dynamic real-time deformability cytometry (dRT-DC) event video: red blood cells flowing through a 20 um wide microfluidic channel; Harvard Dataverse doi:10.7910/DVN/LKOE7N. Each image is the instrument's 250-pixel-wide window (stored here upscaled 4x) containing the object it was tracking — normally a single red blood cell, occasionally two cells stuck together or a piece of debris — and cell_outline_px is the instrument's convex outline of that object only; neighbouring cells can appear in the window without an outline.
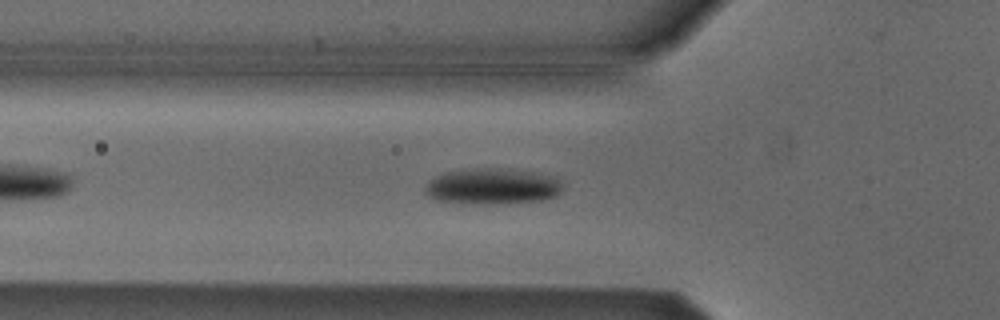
{"species": "Egyptian fruit bat (a non-hibernating species)", "species_latin": "Rousettus aegyptiacus", "temperature_condition": "cold", "stored_images_in_passage": 43, "camera_frame_rate_fps": 3000, "um_per_image_px": 0.085, "animal": {"sex": "male"}, "frame": {"image": 1, "passage_image": 8, "time_ms": 2.333, "image_size_px": [1000, 320], "cell_outline_px": [[564, 188], [556, 196], [544, 200], [500, 204], [484, 204], [436, 200], [428, 196], [424, 192], [424, 188], [436, 176], [444, 172], [484, 168], [492, 168], [532, 172], [548, 176], [560, 180]], "centroid_in_image_um": [41.87, 15.86], "position_along_channel_um": 83.9, "area_um2": 28.5}}
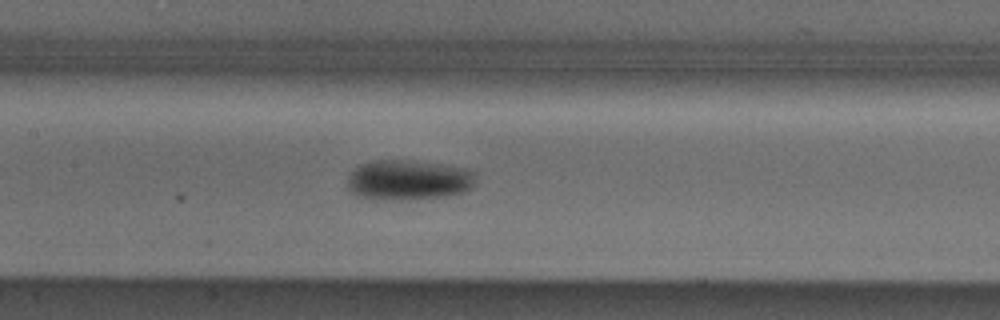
{"frame": {"image": 2, "passage_image": 15, "time_ms": 4.667, "image_size_px": [1000, 320], "cell_outline_px": [[472, 188], [464, 192], [444, 196], [400, 200], [380, 200], [356, 196], [348, 188], [348, 176], [360, 164], [372, 160], [408, 160], [440, 164], [464, 168], [472, 172]], "centroid_in_image_um": [34.64, 15.3], "position_along_channel_um": 172.8, "area_um2": 29.82}}
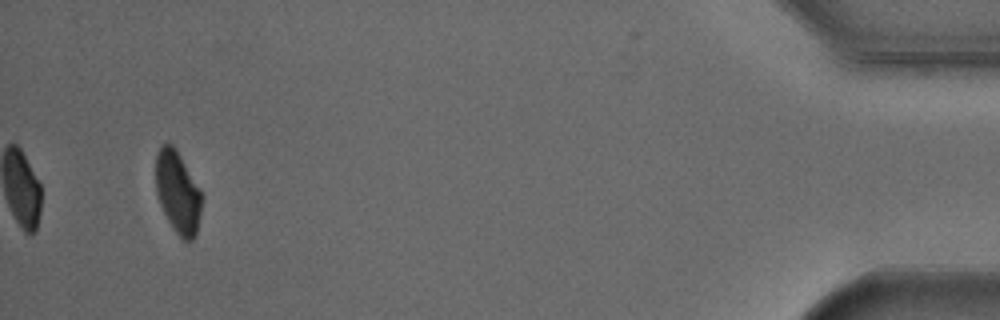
{"frame": {"image": 3, "passage_image": 41, "time_ms": 13.333, "image_size_px": [1000, 320], "cell_outline_px": [[204, 196], [200, 216], [196, 232], [192, 240], [184, 240], [176, 232], [168, 220], [160, 204], [156, 192], [156, 152], [168, 140], [176, 148], [200, 188]], "centroid_in_image_um": [15.13, 16.3], "position_along_channel_um": 420.1, "area_um2": 22.14}, "authors_computed_cell_mechanics": {"area_um2": 26.3568, "velocity_mm_per_s": 3.7921, "shape_relaxation_time_tau1_ms": 2.1708, "shape_relaxation_time_tau2_ms": null, "deformation_change_tau1": 0.1257, "deformation_change_tau2": null}}